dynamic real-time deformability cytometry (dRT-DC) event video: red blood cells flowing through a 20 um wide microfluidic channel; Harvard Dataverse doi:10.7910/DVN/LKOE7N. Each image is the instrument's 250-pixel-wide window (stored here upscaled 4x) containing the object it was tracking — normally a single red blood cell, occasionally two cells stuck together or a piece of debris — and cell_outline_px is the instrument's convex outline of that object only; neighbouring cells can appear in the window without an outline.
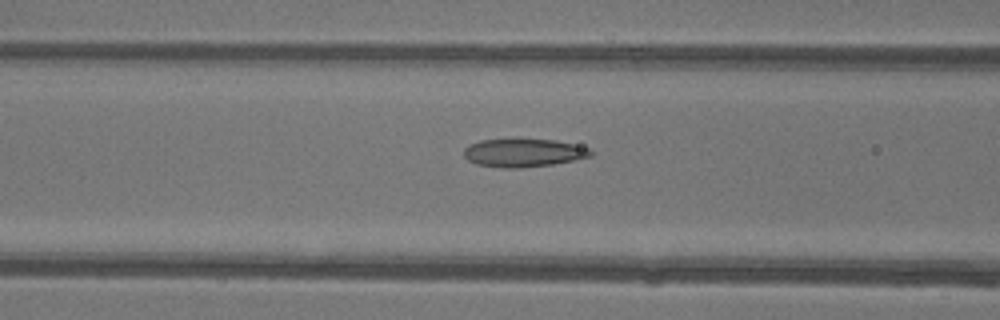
{"species": "common noctule bat (a hibernating species)", "species_latin": "Nyctalus noctula", "temperature_condition": "warm", "stored_images_in_passage": 36, "camera_frame_rate_fps": 3000, "um_per_image_px": 0.085, "animal": {"sex": "female"}, "frame": {"image": 1, "passage_image": 7, "time_ms": 2.0, "image_size_px": [1000, 320], "cell_outline_px": [[592, 156], [552, 164], [520, 168], [500, 168], [476, 164], [468, 160], [464, 156], [464, 148], [468, 144], [480, 140], [512, 136], [516, 136], [556, 140], [592, 148]], "centroid_in_image_um": [44.45, 12.93], "position_along_channel_um": 122.1, "area_um2": 21.91}}
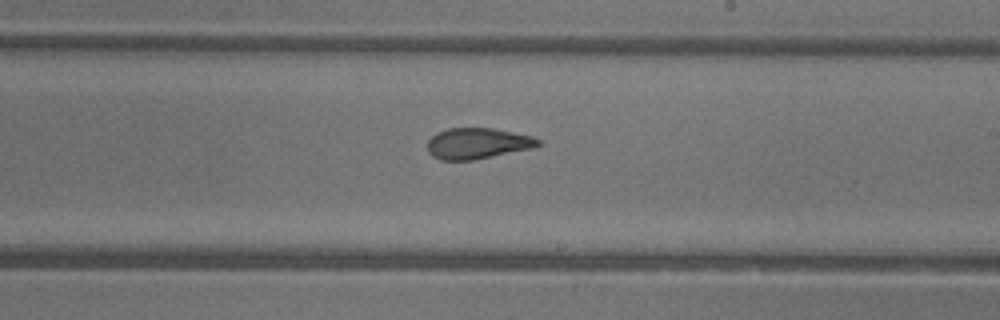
{"frame": {"image": 2, "passage_image": 16, "time_ms": 5.0, "image_size_px": [1000, 320], "cell_outline_px": [[540, 144], [532, 148], [472, 160], [440, 160], [432, 156], [428, 152], [428, 140], [436, 132], [448, 128], [492, 128], [532, 136], [540, 140]], "centroid_in_image_um": [40.55, 12.19], "position_along_channel_um": 248.5, "area_um2": 19.83}}
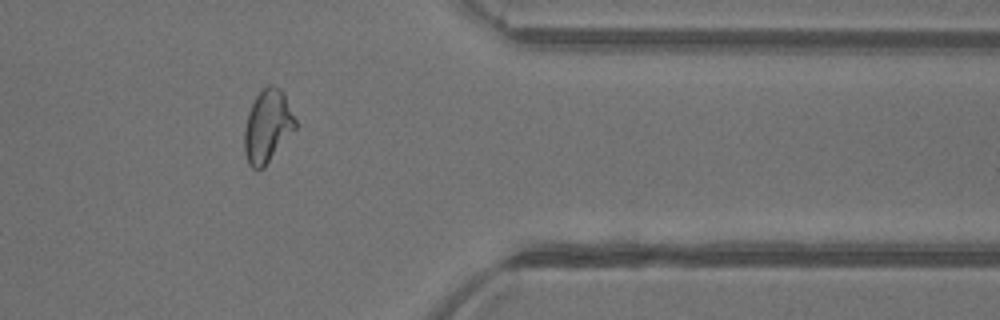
{"frame": {"image": 3, "passage_image": 27, "time_ms": 8.667, "image_size_px": [1000, 320], "cell_outline_px": [[296, 128], [264, 168], [252, 168], [248, 164], [244, 152], [244, 128], [248, 112], [256, 96], [268, 84], [272, 84], [280, 88], [284, 92], [296, 120]], "centroid_in_image_um": [22.74, 10.72], "position_along_channel_um": 388.7, "area_um2": 21.68}, "authors_computed_cell_mechanics": {"area_um2": 21.097, "velocity_mm_per_s": 4.2155, "shape_relaxation_time_tau1_ms": 9.671, "shape_relaxation_time_tau2_ms": 1.4579, "deformation_change_tau1": 0.2315, "deformation_change_tau2": 0.0914}}